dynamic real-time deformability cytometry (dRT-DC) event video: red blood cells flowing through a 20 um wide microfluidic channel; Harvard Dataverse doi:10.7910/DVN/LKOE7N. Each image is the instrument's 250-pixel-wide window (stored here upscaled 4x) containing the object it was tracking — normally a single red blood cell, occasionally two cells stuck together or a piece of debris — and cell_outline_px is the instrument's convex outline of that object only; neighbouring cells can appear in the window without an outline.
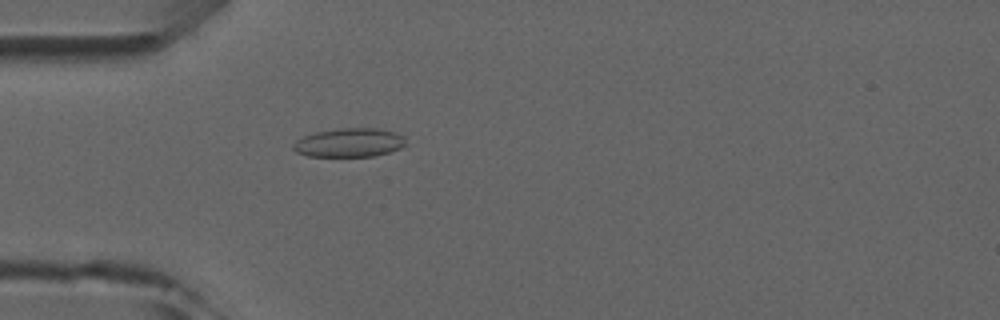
{"species": "common noctule bat (a hibernating species)", "species_latin": "Nyctalus noctula", "temperature_condition": "room temperature", "stored_images_in_passage": 5, "camera_frame_rate_fps": 3000, "um_per_image_px": 0.085, "animal": {"sex": "male", "forearm_length_mm": 52.5}, "frame": {"image": 1, "passage_image": 5, "time_ms": 4.667, "image_size_px": [1000, 320], "cell_outline_px": [[404, 144], [400, 148], [376, 156], [308, 156], [296, 152], [292, 148], [292, 144], [296, 140], [304, 136], [316, 132], [344, 128], [380, 128], [396, 132], [404, 136]], "centroid_in_image_um": [29.68, 12.12], "position_along_channel_um": 55.3, "area_um2": 18.84}}